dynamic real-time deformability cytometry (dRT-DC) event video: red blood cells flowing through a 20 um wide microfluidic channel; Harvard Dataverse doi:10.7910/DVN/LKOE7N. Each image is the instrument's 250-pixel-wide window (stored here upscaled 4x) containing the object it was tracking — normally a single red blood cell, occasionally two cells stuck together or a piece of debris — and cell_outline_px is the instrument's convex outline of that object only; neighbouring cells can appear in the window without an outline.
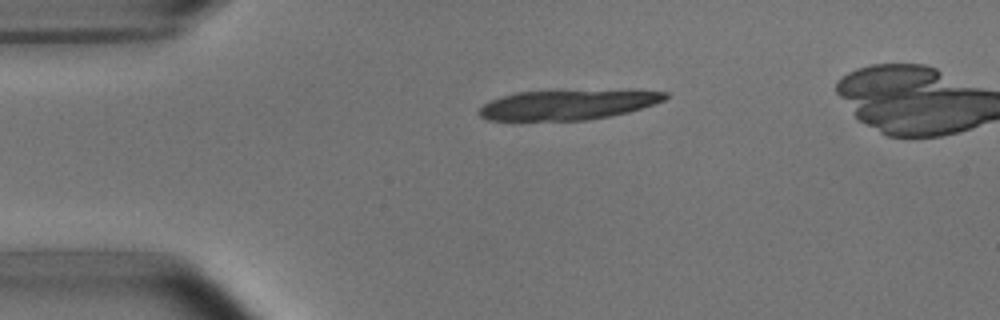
{"species": "common noctule bat (a hibernating species)", "species_latin": "Nyctalus noctula", "temperature_condition": "room temperature", "stored_images_in_passage": 4, "segment_of_instrument_passage": [2, 2], "camera_frame_rate_fps": 3000, "um_per_image_px": 0.085, "animal": {"sex": "male", "body_mass_g": 15.6}, "frame": {"image": 1, "passage_image": 4, "time_ms": 4.333, "image_size_px": [1000, 320], "cell_outline_px": [[668, 96], [664, 100], [628, 112], [612, 116], [588, 120], [520, 124], [488, 120], [480, 116], [476, 112], [488, 100], [500, 96], [516, 92], [628, 88], [632, 88], [668, 92]], "centroid_in_image_um": [48.2, 8.92], "position_along_channel_um": 36.8, "area_um2": 34.97}}